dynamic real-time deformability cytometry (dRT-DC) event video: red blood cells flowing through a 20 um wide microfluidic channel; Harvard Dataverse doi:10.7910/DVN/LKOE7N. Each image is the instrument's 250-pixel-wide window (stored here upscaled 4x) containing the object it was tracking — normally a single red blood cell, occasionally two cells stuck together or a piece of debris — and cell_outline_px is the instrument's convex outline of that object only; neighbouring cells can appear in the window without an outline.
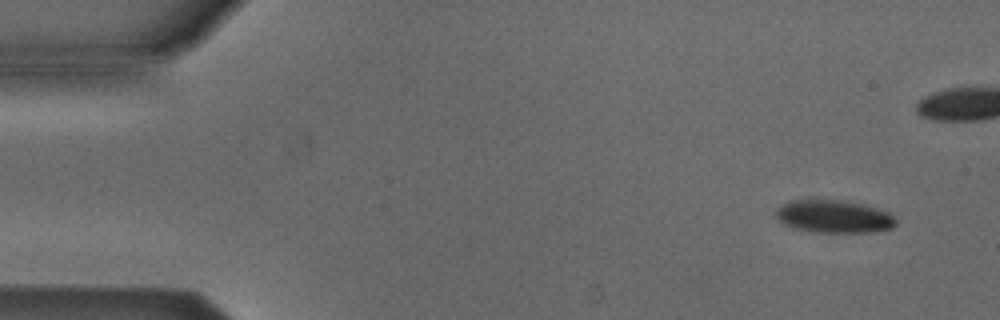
{"species": "Egyptian fruit bat (a non-hibernating species)", "species_latin": "Rousettus aegyptiacus", "temperature_condition": "cold", "stored_images_in_passage": 5, "camera_frame_rate_fps": 3000, "um_per_image_px": 0.085, "animal": {"sex": "male"}, "frame": {"image": 1, "passage_image": 1, "time_ms": 0.0, "image_size_px": [1000, 320], "cell_outline_px": [[896, 224], [892, 228], [872, 232], [812, 232], [796, 228], [780, 220], [776, 216], [776, 212], [784, 204], [792, 200], [840, 200], [860, 204], [876, 208], [888, 212], [896, 220]], "centroid_in_image_um": [70.93, 18.41], "position_along_channel_um": 14.1, "area_um2": 22.37}}